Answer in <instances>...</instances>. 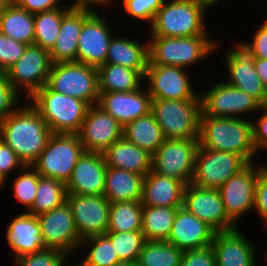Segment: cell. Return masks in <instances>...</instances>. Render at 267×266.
<instances>
[{
	"instance_id": "obj_20",
	"label": "cell",
	"mask_w": 267,
	"mask_h": 266,
	"mask_svg": "<svg viewBox=\"0 0 267 266\" xmlns=\"http://www.w3.org/2000/svg\"><path fill=\"white\" fill-rule=\"evenodd\" d=\"M226 72H229L227 84L241 89L255 98L262 106L265 103L267 90L256 73L254 57L240 44L225 54Z\"/></svg>"
},
{
	"instance_id": "obj_15",
	"label": "cell",
	"mask_w": 267,
	"mask_h": 266,
	"mask_svg": "<svg viewBox=\"0 0 267 266\" xmlns=\"http://www.w3.org/2000/svg\"><path fill=\"white\" fill-rule=\"evenodd\" d=\"M43 241L47 248L59 249L71 255L81 248L72 209L67 201L61 206L37 215Z\"/></svg>"
},
{
	"instance_id": "obj_36",
	"label": "cell",
	"mask_w": 267,
	"mask_h": 266,
	"mask_svg": "<svg viewBox=\"0 0 267 266\" xmlns=\"http://www.w3.org/2000/svg\"><path fill=\"white\" fill-rule=\"evenodd\" d=\"M142 209L141 201L111 203L107 232L141 231Z\"/></svg>"
},
{
	"instance_id": "obj_27",
	"label": "cell",
	"mask_w": 267,
	"mask_h": 266,
	"mask_svg": "<svg viewBox=\"0 0 267 266\" xmlns=\"http://www.w3.org/2000/svg\"><path fill=\"white\" fill-rule=\"evenodd\" d=\"M185 187L182 181L151 170L144 176L141 203L152 207H182Z\"/></svg>"
},
{
	"instance_id": "obj_48",
	"label": "cell",
	"mask_w": 267,
	"mask_h": 266,
	"mask_svg": "<svg viewBox=\"0 0 267 266\" xmlns=\"http://www.w3.org/2000/svg\"><path fill=\"white\" fill-rule=\"evenodd\" d=\"M253 209L257 210L264 224H267V167L258 175Z\"/></svg>"
},
{
	"instance_id": "obj_39",
	"label": "cell",
	"mask_w": 267,
	"mask_h": 266,
	"mask_svg": "<svg viewBox=\"0 0 267 266\" xmlns=\"http://www.w3.org/2000/svg\"><path fill=\"white\" fill-rule=\"evenodd\" d=\"M80 245L90 246L87 256L75 266H116L120 263L110 239L105 235L85 238Z\"/></svg>"
},
{
	"instance_id": "obj_51",
	"label": "cell",
	"mask_w": 267,
	"mask_h": 266,
	"mask_svg": "<svg viewBox=\"0 0 267 266\" xmlns=\"http://www.w3.org/2000/svg\"><path fill=\"white\" fill-rule=\"evenodd\" d=\"M11 1L18 7L32 14L63 8L61 7V5L57 4L58 0H11Z\"/></svg>"
},
{
	"instance_id": "obj_6",
	"label": "cell",
	"mask_w": 267,
	"mask_h": 266,
	"mask_svg": "<svg viewBox=\"0 0 267 266\" xmlns=\"http://www.w3.org/2000/svg\"><path fill=\"white\" fill-rule=\"evenodd\" d=\"M151 112L165 139H198L201 99H152Z\"/></svg>"
},
{
	"instance_id": "obj_41",
	"label": "cell",
	"mask_w": 267,
	"mask_h": 266,
	"mask_svg": "<svg viewBox=\"0 0 267 266\" xmlns=\"http://www.w3.org/2000/svg\"><path fill=\"white\" fill-rule=\"evenodd\" d=\"M22 173L14 180L13 191L17 201L25 206L28 212L36 199V192L40 175L29 165L22 168Z\"/></svg>"
},
{
	"instance_id": "obj_7",
	"label": "cell",
	"mask_w": 267,
	"mask_h": 266,
	"mask_svg": "<svg viewBox=\"0 0 267 266\" xmlns=\"http://www.w3.org/2000/svg\"><path fill=\"white\" fill-rule=\"evenodd\" d=\"M84 152L77 134L53 133L31 166L41 177L54 178L66 185Z\"/></svg>"
},
{
	"instance_id": "obj_38",
	"label": "cell",
	"mask_w": 267,
	"mask_h": 266,
	"mask_svg": "<svg viewBox=\"0 0 267 266\" xmlns=\"http://www.w3.org/2000/svg\"><path fill=\"white\" fill-rule=\"evenodd\" d=\"M66 185L54 178L39 177L36 199L28 213L39 215L61 206L66 201Z\"/></svg>"
},
{
	"instance_id": "obj_32",
	"label": "cell",
	"mask_w": 267,
	"mask_h": 266,
	"mask_svg": "<svg viewBox=\"0 0 267 266\" xmlns=\"http://www.w3.org/2000/svg\"><path fill=\"white\" fill-rule=\"evenodd\" d=\"M123 137L150 155H153L165 140L152 112L127 123L123 128Z\"/></svg>"
},
{
	"instance_id": "obj_52",
	"label": "cell",
	"mask_w": 267,
	"mask_h": 266,
	"mask_svg": "<svg viewBox=\"0 0 267 266\" xmlns=\"http://www.w3.org/2000/svg\"><path fill=\"white\" fill-rule=\"evenodd\" d=\"M256 73L267 90V59L254 58Z\"/></svg>"
},
{
	"instance_id": "obj_16",
	"label": "cell",
	"mask_w": 267,
	"mask_h": 266,
	"mask_svg": "<svg viewBox=\"0 0 267 266\" xmlns=\"http://www.w3.org/2000/svg\"><path fill=\"white\" fill-rule=\"evenodd\" d=\"M182 207L216 232L236 229V224L227 216L218 190L201 188L189 183L184 189Z\"/></svg>"
},
{
	"instance_id": "obj_13",
	"label": "cell",
	"mask_w": 267,
	"mask_h": 266,
	"mask_svg": "<svg viewBox=\"0 0 267 266\" xmlns=\"http://www.w3.org/2000/svg\"><path fill=\"white\" fill-rule=\"evenodd\" d=\"M249 163L238 174L231 176L219 189L227 216L236 224L254 208L255 186L258 175L266 168ZM241 216V217H240Z\"/></svg>"
},
{
	"instance_id": "obj_9",
	"label": "cell",
	"mask_w": 267,
	"mask_h": 266,
	"mask_svg": "<svg viewBox=\"0 0 267 266\" xmlns=\"http://www.w3.org/2000/svg\"><path fill=\"white\" fill-rule=\"evenodd\" d=\"M249 163L239 154L198 147L192 183L195 186L218 190L231 176Z\"/></svg>"
},
{
	"instance_id": "obj_8",
	"label": "cell",
	"mask_w": 267,
	"mask_h": 266,
	"mask_svg": "<svg viewBox=\"0 0 267 266\" xmlns=\"http://www.w3.org/2000/svg\"><path fill=\"white\" fill-rule=\"evenodd\" d=\"M46 86L60 94L69 95L96 105L99 99L96 67L80 62L52 64Z\"/></svg>"
},
{
	"instance_id": "obj_54",
	"label": "cell",
	"mask_w": 267,
	"mask_h": 266,
	"mask_svg": "<svg viewBox=\"0 0 267 266\" xmlns=\"http://www.w3.org/2000/svg\"><path fill=\"white\" fill-rule=\"evenodd\" d=\"M198 2L202 3L207 9L215 5V3H218L222 0H197Z\"/></svg>"
},
{
	"instance_id": "obj_17",
	"label": "cell",
	"mask_w": 267,
	"mask_h": 266,
	"mask_svg": "<svg viewBox=\"0 0 267 266\" xmlns=\"http://www.w3.org/2000/svg\"><path fill=\"white\" fill-rule=\"evenodd\" d=\"M185 71L177 66L148 65L144 80L149 84L146 89L152 99H200Z\"/></svg>"
},
{
	"instance_id": "obj_46",
	"label": "cell",
	"mask_w": 267,
	"mask_h": 266,
	"mask_svg": "<svg viewBox=\"0 0 267 266\" xmlns=\"http://www.w3.org/2000/svg\"><path fill=\"white\" fill-rule=\"evenodd\" d=\"M180 266H216L215 253L212 246L185 250Z\"/></svg>"
},
{
	"instance_id": "obj_55",
	"label": "cell",
	"mask_w": 267,
	"mask_h": 266,
	"mask_svg": "<svg viewBox=\"0 0 267 266\" xmlns=\"http://www.w3.org/2000/svg\"><path fill=\"white\" fill-rule=\"evenodd\" d=\"M11 3V0H0V17L4 14L6 7Z\"/></svg>"
},
{
	"instance_id": "obj_2",
	"label": "cell",
	"mask_w": 267,
	"mask_h": 266,
	"mask_svg": "<svg viewBox=\"0 0 267 266\" xmlns=\"http://www.w3.org/2000/svg\"><path fill=\"white\" fill-rule=\"evenodd\" d=\"M198 140L200 147L239 154L248 163L257 155L252 120L244 117L200 116Z\"/></svg>"
},
{
	"instance_id": "obj_43",
	"label": "cell",
	"mask_w": 267,
	"mask_h": 266,
	"mask_svg": "<svg viewBox=\"0 0 267 266\" xmlns=\"http://www.w3.org/2000/svg\"><path fill=\"white\" fill-rule=\"evenodd\" d=\"M164 0H122L124 11L133 18L148 21L150 26Z\"/></svg>"
},
{
	"instance_id": "obj_4",
	"label": "cell",
	"mask_w": 267,
	"mask_h": 266,
	"mask_svg": "<svg viewBox=\"0 0 267 266\" xmlns=\"http://www.w3.org/2000/svg\"><path fill=\"white\" fill-rule=\"evenodd\" d=\"M208 10L197 0H167L152 22L151 36L191 37L207 35L204 13Z\"/></svg>"
},
{
	"instance_id": "obj_44",
	"label": "cell",
	"mask_w": 267,
	"mask_h": 266,
	"mask_svg": "<svg viewBox=\"0 0 267 266\" xmlns=\"http://www.w3.org/2000/svg\"><path fill=\"white\" fill-rule=\"evenodd\" d=\"M27 44L0 32V73H5L23 55Z\"/></svg>"
},
{
	"instance_id": "obj_19",
	"label": "cell",
	"mask_w": 267,
	"mask_h": 266,
	"mask_svg": "<svg viewBox=\"0 0 267 266\" xmlns=\"http://www.w3.org/2000/svg\"><path fill=\"white\" fill-rule=\"evenodd\" d=\"M109 26L96 12L84 21L78 38L77 62L96 68L106 63L109 44L115 36Z\"/></svg>"
},
{
	"instance_id": "obj_37",
	"label": "cell",
	"mask_w": 267,
	"mask_h": 266,
	"mask_svg": "<svg viewBox=\"0 0 267 266\" xmlns=\"http://www.w3.org/2000/svg\"><path fill=\"white\" fill-rule=\"evenodd\" d=\"M183 250L168 241H145L138 266H180Z\"/></svg>"
},
{
	"instance_id": "obj_53",
	"label": "cell",
	"mask_w": 267,
	"mask_h": 266,
	"mask_svg": "<svg viewBox=\"0 0 267 266\" xmlns=\"http://www.w3.org/2000/svg\"><path fill=\"white\" fill-rule=\"evenodd\" d=\"M111 0H76L75 3H72L73 7H90L93 5H104L109 4Z\"/></svg>"
},
{
	"instance_id": "obj_11",
	"label": "cell",
	"mask_w": 267,
	"mask_h": 266,
	"mask_svg": "<svg viewBox=\"0 0 267 266\" xmlns=\"http://www.w3.org/2000/svg\"><path fill=\"white\" fill-rule=\"evenodd\" d=\"M52 61L48 50L35 44L27 45L23 55L5 72L12 86L20 93L27 90V99L43 88L51 70Z\"/></svg>"
},
{
	"instance_id": "obj_3",
	"label": "cell",
	"mask_w": 267,
	"mask_h": 266,
	"mask_svg": "<svg viewBox=\"0 0 267 266\" xmlns=\"http://www.w3.org/2000/svg\"><path fill=\"white\" fill-rule=\"evenodd\" d=\"M29 99L52 133L77 134L90 107L86 102L57 93L46 85Z\"/></svg>"
},
{
	"instance_id": "obj_34",
	"label": "cell",
	"mask_w": 267,
	"mask_h": 266,
	"mask_svg": "<svg viewBox=\"0 0 267 266\" xmlns=\"http://www.w3.org/2000/svg\"><path fill=\"white\" fill-rule=\"evenodd\" d=\"M180 207L143 206L141 232L147 241H167Z\"/></svg>"
},
{
	"instance_id": "obj_56",
	"label": "cell",
	"mask_w": 267,
	"mask_h": 266,
	"mask_svg": "<svg viewBox=\"0 0 267 266\" xmlns=\"http://www.w3.org/2000/svg\"><path fill=\"white\" fill-rule=\"evenodd\" d=\"M116 266H138L137 261H130V262H120Z\"/></svg>"
},
{
	"instance_id": "obj_22",
	"label": "cell",
	"mask_w": 267,
	"mask_h": 266,
	"mask_svg": "<svg viewBox=\"0 0 267 266\" xmlns=\"http://www.w3.org/2000/svg\"><path fill=\"white\" fill-rule=\"evenodd\" d=\"M216 231L207 223L188 212L177 208L168 242L179 249L193 250L211 246Z\"/></svg>"
},
{
	"instance_id": "obj_50",
	"label": "cell",
	"mask_w": 267,
	"mask_h": 266,
	"mask_svg": "<svg viewBox=\"0 0 267 266\" xmlns=\"http://www.w3.org/2000/svg\"><path fill=\"white\" fill-rule=\"evenodd\" d=\"M263 112L259 120L253 121V141L255 148L258 151L267 150V109L263 106L260 108ZM257 122V123H256Z\"/></svg>"
},
{
	"instance_id": "obj_10",
	"label": "cell",
	"mask_w": 267,
	"mask_h": 266,
	"mask_svg": "<svg viewBox=\"0 0 267 266\" xmlns=\"http://www.w3.org/2000/svg\"><path fill=\"white\" fill-rule=\"evenodd\" d=\"M198 139H165L152 155L151 170L161 176L191 182Z\"/></svg>"
},
{
	"instance_id": "obj_23",
	"label": "cell",
	"mask_w": 267,
	"mask_h": 266,
	"mask_svg": "<svg viewBox=\"0 0 267 266\" xmlns=\"http://www.w3.org/2000/svg\"><path fill=\"white\" fill-rule=\"evenodd\" d=\"M141 87L131 92L99 93L97 105L122 126L151 112L152 97Z\"/></svg>"
},
{
	"instance_id": "obj_5",
	"label": "cell",
	"mask_w": 267,
	"mask_h": 266,
	"mask_svg": "<svg viewBox=\"0 0 267 266\" xmlns=\"http://www.w3.org/2000/svg\"><path fill=\"white\" fill-rule=\"evenodd\" d=\"M207 35L191 37L151 36L148 42V65H167L185 68L203 60L219 44Z\"/></svg>"
},
{
	"instance_id": "obj_1",
	"label": "cell",
	"mask_w": 267,
	"mask_h": 266,
	"mask_svg": "<svg viewBox=\"0 0 267 266\" xmlns=\"http://www.w3.org/2000/svg\"><path fill=\"white\" fill-rule=\"evenodd\" d=\"M52 134L45 120L29 103L18 107L0 123V139L24 165L31 166L38 159Z\"/></svg>"
},
{
	"instance_id": "obj_45",
	"label": "cell",
	"mask_w": 267,
	"mask_h": 266,
	"mask_svg": "<svg viewBox=\"0 0 267 266\" xmlns=\"http://www.w3.org/2000/svg\"><path fill=\"white\" fill-rule=\"evenodd\" d=\"M19 95L6 74L0 73V123L19 107Z\"/></svg>"
},
{
	"instance_id": "obj_25",
	"label": "cell",
	"mask_w": 267,
	"mask_h": 266,
	"mask_svg": "<svg viewBox=\"0 0 267 266\" xmlns=\"http://www.w3.org/2000/svg\"><path fill=\"white\" fill-rule=\"evenodd\" d=\"M94 11L90 7H73L63 17L56 43L49 51L53 64L77 62L78 38L84 21Z\"/></svg>"
},
{
	"instance_id": "obj_18",
	"label": "cell",
	"mask_w": 267,
	"mask_h": 266,
	"mask_svg": "<svg viewBox=\"0 0 267 266\" xmlns=\"http://www.w3.org/2000/svg\"><path fill=\"white\" fill-rule=\"evenodd\" d=\"M123 128L113 116L96 104L89 107L77 135L85 152L103 153L123 138Z\"/></svg>"
},
{
	"instance_id": "obj_14",
	"label": "cell",
	"mask_w": 267,
	"mask_h": 266,
	"mask_svg": "<svg viewBox=\"0 0 267 266\" xmlns=\"http://www.w3.org/2000/svg\"><path fill=\"white\" fill-rule=\"evenodd\" d=\"M66 201L72 209L81 240L106 234L111 203L104 195L67 194Z\"/></svg>"
},
{
	"instance_id": "obj_47",
	"label": "cell",
	"mask_w": 267,
	"mask_h": 266,
	"mask_svg": "<svg viewBox=\"0 0 267 266\" xmlns=\"http://www.w3.org/2000/svg\"><path fill=\"white\" fill-rule=\"evenodd\" d=\"M252 42H240L254 58L267 59V19L257 27L252 38Z\"/></svg>"
},
{
	"instance_id": "obj_35",
	"label": "cell",
	"mask_w": 267,
	"mask_h": 266,
	"mask_svg": "<svg viewBox=\"0 0 267 266\" xmlns=\"http://www.w3.org/2000/svg\"><path fill=\"white\" fill-rule=\"evenodd\" d=\"M72 5L34 14V44L50 51L56 43L63 17Z\"/></svg>"
},
{
	"instance_id": "obj_29",
	"label": "cell",
	"mask_w": 267,
	"mask_h": 266,
	"mask_svg": "<svg viewBox=\"0 0 267 266\" xmlns=\"http://www.w3.org/2000/svg\"><path fill=\"white\" fill-rule=\"evenodd\" d=\"M144 175L107 167L104 196L110 203L141 201Z\"/></svg>"
},
{
	"instance_id": "obj_40",
	"label": "cell",
	"mask_w": 267,
	"mask_h": 266,
	"mask_svg": "<svg viewBox=\"0 0 267 266\" xmlns=\"http://www.w3.org/2000/svg\"><path fill=\"white\" fill-rule=\"evenodd\" d=\"M105 235L114 246L120 262L137 261L146 241L141 231L106 232Z\"/></svg>"
},
{
	"instance_id": "obj_58",
	"label": "cell",
	"mask_w": 267,
	"mask_h": 266,
	"mask_svg": "<svg viewBox=\"0 0 267 266\" xmlns=\"http://www.w3.org/2000/svg\"><path fill=\"white\" fill-rule=\"evenodd\" d=\"M263 107L267 109V95H266V100H265V103L263 104Z\"/></svg>"
},
{
	"instance_id": "obj_42",
	"label": "cell",
	"mask_w": 267,
	"mask_h": 266,
	"mask_svg": "<svg viewBox=\"0 0 267 266\" xmlns=\"http://www.w3.org/2000/svg\"><path fill=\"white\" fill-rule=\"evenodd\" d=\"M68 254L59 249L46 248L41 251L17 257V266H65Z\"/></svg>"
},
{
	"instance_id": "obj_28",
	"label": "cell",
	"mask_w": 267,
	"mask_h": 266,
	"mask_svg": "<svg viewBox=\"0 0 267 266\" xmlns=\"http://www.w3.org/2000/svg\"><path fill=\"white\" fill-rule=\"evenodd\" d=\"M102 154L107 167L121 168L144 176L151 171L152 155L124 137L113 143Z\"/></svg>"
},
{
	"instance_id": "obj_26",
	"label": "cell",
	"mask_w": 267,
	"mask_h": 266,
	"mask_svg": "<svg viewBox=\"0 0 267 266\" xmlns=\"http://www.w3.org/2000/svg\"><path fill=\"white\" fill-rule=\"evenodd\" d=\"M6 238L13 253V260L47 248L41 235L38 217L28 212L12 219L7 227Z\"/></svg>"
},
{
	"instance_id": "obj_31",
	"label": "cell",
	"mask_w": 267,
	"mask_h": 266,
	"mask_svg": "<svg viewBox=\"0 0 267 266\" xmlns=\"http://www.w3.org/2000/svg\"><path fill=\"white\" fill-rule=\"evenodd\" d=\"M98 92H131L142 87L144 76L138 71L118 64L105 63L97 68Z\"/></svg>"
},
{
	"instance_id": "obj_49",
	"label": "cell",
	"mask_w": 267,
	"mask_h": 266,
	"mask_svg": "<svg viewBox=\"0 0 267 266\" xmlns=\"http://www.w3.org/2000/svg\"><path fill=\"white\" fill-rule=\"evenodd\" d=\"M24 166L17 154L0 139V173L8 178L16 168L21 170Z\"/></svg>"
},
{
	"instance_id": "obj_30",
	"label": "cell",
	"mask_w": 267,
	"mask_h": 266,
	"mask_svg": "<svg viewBox=\"0 0 267 266\" xmlns=\"http://www.w3.org/2000/svg\"><path fill=\"white\" fill-rule=\"evenodd\" d=\"M137 42L133 39L113 36L109 44L106 63L138 70L145 76L149 63L148 43Z\"/></svg>"
},
{
	"instance_id": "obj_24",
	"label": "cell",
	"mask_w": 267,
	"mask_h": 266,
	"mask_svg": "<svg viewBox=\"0 0 267 266\" xmlns=\"http://www.w3.org/2000/svg\"><path fill=\"white\" fill-rule=\"evenodd\" d=\"M216 266H256V250L239 229L216 232L211 244Z\"/></svg>"
},
{
	"instance_id": "obj_21",
	"label": "cell",
	"mask_w": 267,
	"mask_h": 266,
	"mask_svg": "<svg viewBox=\"0 0 267 266\" xmlns=\"http://www.w3.org/2000/svg\"><path fill=\"white\" fill-rule=\"evenodd\" d=\"M106 171L102 153L84 152L66 184L67 194L103 195Z\"/></svg>"
},
{
	"instance_id": "obj_33",
	"label": "cell",
	"mask_w": 267,
	"mask_h": 266,
	"mask_svg": "<svg viewBox=\"0 0 267 266\" xmlns=\"http://www.w3.org/2000/svg\"><path fill=\"white\" fill-rule=\"evenodd\" d=\"M0 32L18 42L34 44V14L11 1L0 17Z\"/></svg>"
},
{
	"instance_id": "obj_57",
	"label": "cell",
	"mask_w": 267,
	"mask_h": 266,
	"mask_svg": "<svg viewBox=\"0 0 267 266\" xmlns=\"http://www.w3.org/2000/svg\"><path fill=\"white\" fill-rule=\"evenodd\" d=\"M5 181L7 182V177L0 173V188H2L6 184Z\"/></svg>"
},
{
	"instance_id": "obj_12",
	"label": "cell",
	"mask_w": 267,
	"mask_h": 266,
	"mask_svg": "<svg viewBox=\"0 0 267 266\" xmlns=\"http://www.w3.org/2000/svg\"><path fill=\"white\" fill-rule=\"evenodd\" d=\"M200 95V116L240 118L262 107L255 98L224 81Z\"/></svg>"
}]
</instances>
